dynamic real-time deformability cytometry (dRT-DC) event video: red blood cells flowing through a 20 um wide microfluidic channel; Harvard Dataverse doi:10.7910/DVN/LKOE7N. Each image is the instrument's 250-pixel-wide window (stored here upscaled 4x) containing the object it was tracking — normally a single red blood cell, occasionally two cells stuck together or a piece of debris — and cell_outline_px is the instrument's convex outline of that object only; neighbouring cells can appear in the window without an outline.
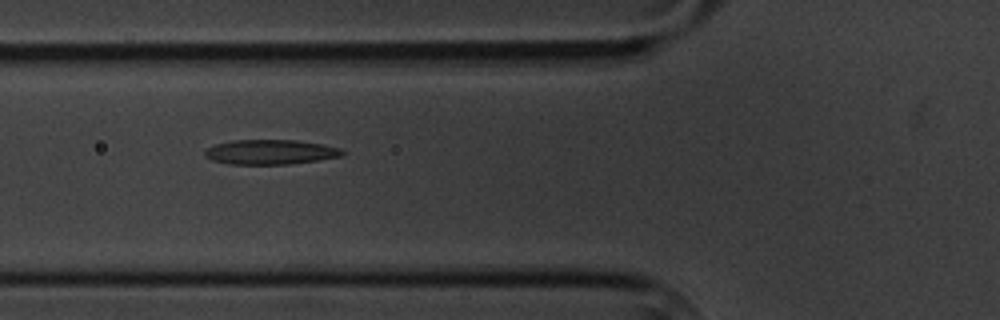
{"species": "common noctule bat (a hibernating species)", "species_latin": "Nyctalus noctula", "temperature_condition": "cold", "stored_images_in_passage": 7, "camera_frame_rate_fps": 3000, "um_per_image_px": 0.085, "animal": {"sex": "male", "body_mass_g": 20.1, "forearm_length_mm": 53.5}, "frame": {"image": 1, "passage_image": 6, "time_ms": 5.667, "image_size_px": [1000, 320], "cell_outline_px": [[344, 156], [288, 164], [228, 164], [212, 160], [204, 156], [204, 152], [208, 148], [216, 144], [232, 140], [296, 140], [324, 144], [340, 148], [344, 152]], "centroid_in_image_um": [22.99, 12.92], "position_along_channel_um": 102.8, "area_um2": 19.83}}
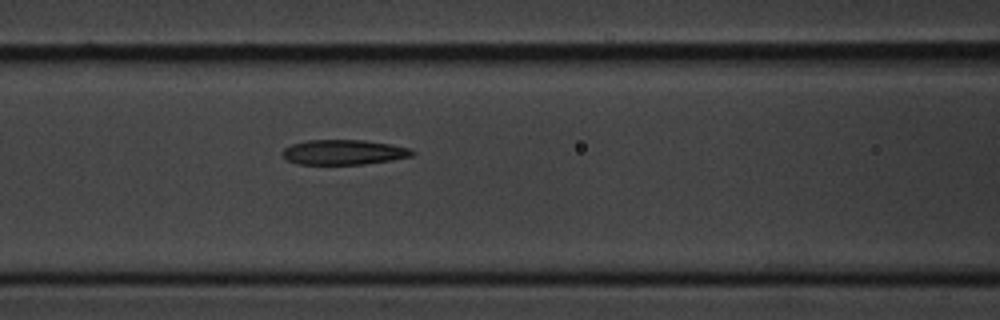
{"frame": {"image": 2, "passage_image": 7, "time_ms": 6.667, "image_size_px": [1000, 320], "cell_outline_px": [[416, 152], [412, 156], [392, 160], [364, 164], [296, 164], [284, 160], [280, 152], [284, 148], [292, 144], [308, 140], [364, 140], [392, 144], [412, 148]], "centroid_in_image_um": [29.21, 12.94], "position_along_channel_um": 137.4, "area_um2": 19.19}}